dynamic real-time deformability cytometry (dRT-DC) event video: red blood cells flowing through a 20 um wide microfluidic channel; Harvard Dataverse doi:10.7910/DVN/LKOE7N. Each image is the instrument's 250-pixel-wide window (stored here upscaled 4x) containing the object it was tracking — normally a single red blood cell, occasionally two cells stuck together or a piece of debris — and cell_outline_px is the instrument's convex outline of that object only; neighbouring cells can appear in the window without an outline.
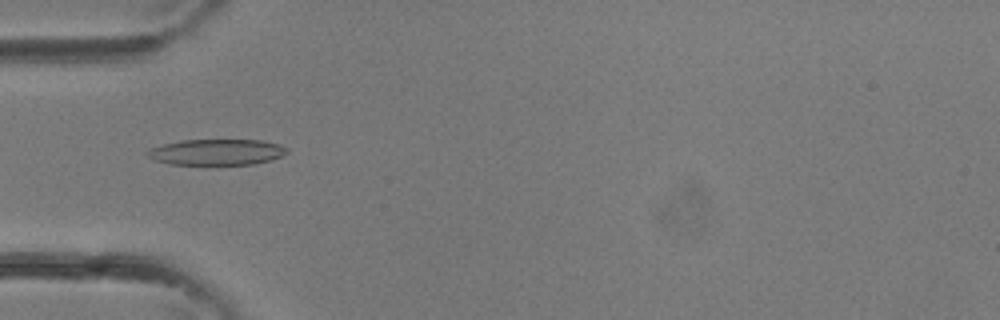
{"species": "common noctule bat (a hibernating species)", "species_latin": "Nyctalus noctula", "temperature_condition": "room temperature", "stored_images_in_passage": 37, "camera_frame_rate_fps": 3000, "um_per_image_px": 0.085, "animal": {"sex": "female"}, "frame": {"image": 1, "passage_image": 12, "time_ms": 3.667, "image_size_px": [1000, 320], "cell_outline_px": [[288, 152], [272, 160], [252, 164], [172, 164], [156, 160], [148, 156], [144, 152], [148, 148], [180, 140], [260, 140], [280, 144], [288, 148]], "centroid_in_image_um": [18.41, 12.92], "position_along_channel_um": 66.6, "area_um2": 21.04}}
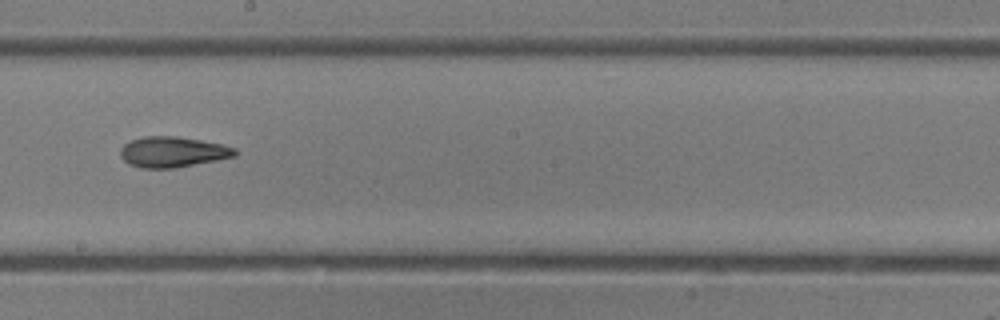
{"frame": {"image": 2, "passage_image": 21, "time_ms": 6.667, "image_size_px": [1000, 320], "cell_outline_px": [[236, 156], [176, 168], [140, 168], [128, 164], [120, 156], [120, 148], [124, 144], [132, 140], [144, 136], [176, 136], [224, 144], [236, 148]], "centroid_in_image_um": [14.67, 12.92], "position_along_channel_um": 233.5, "area_um2": 20.52}}
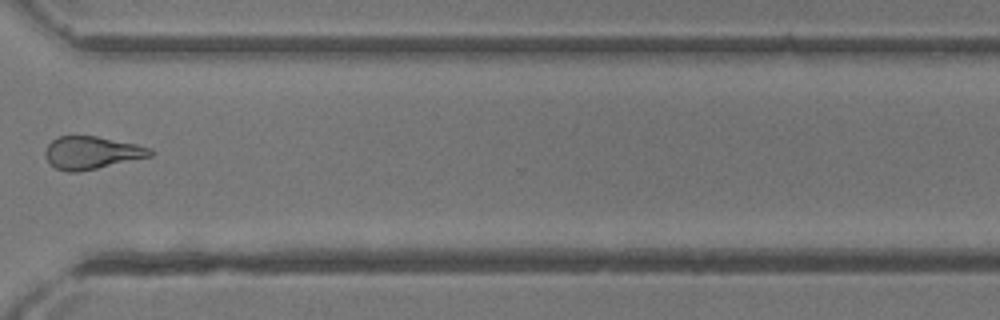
{"frame": {"image": 3, "passage_image": 28, "time_ms": 9.0, "image_size_px": [1000, 320], "cell_outline_px": [[152, 156], [80, 172], [68, 172], [56, 168], [48, 160], [44, 152], [48, 144], [56, 136], [96, 136], [136, 144], [148, 148], [152, 152]], "centroid_in_image_um": [7.77, 12.98], "position_along_channel_um": 362.8, "area_um2": 19.83}}